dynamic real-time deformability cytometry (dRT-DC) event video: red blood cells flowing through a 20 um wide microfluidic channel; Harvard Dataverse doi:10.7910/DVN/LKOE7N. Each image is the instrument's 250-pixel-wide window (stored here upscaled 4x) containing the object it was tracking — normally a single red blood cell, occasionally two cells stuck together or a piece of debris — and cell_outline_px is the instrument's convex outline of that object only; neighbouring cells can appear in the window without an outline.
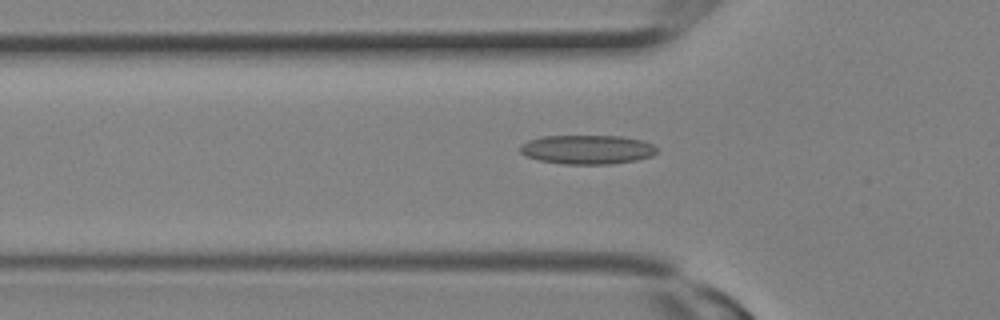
{"species": "Egyptian fruit bat (a non-hibernating species)", "species_latin": "Rousettus aegyptiacus", "temperature_condition": "room temperature", "stored_images_in_passage": 3, "camera_frame_rate_fps": 3000, "um_per_image_px": 0.085, "animal": {"sex": "female"}, "frame": {"image": 1, "passage_image": 3, "time_ms": 0.667, "image_size_px": [1000, 320], "cell_outline_px": [[656, 152], [652, 156], [636, 160], [612, 164], [564, 164], [540, 160], [524, 156], [520, 152], [520, 144], [528, 140], [540, 136], [620, 136], [640, 140], [652, 144], [656, 148]], "centroid_in_image_um": [49.87, 12.71], "position_along_channel_um": 75.9, "area_um2": 23.24}}